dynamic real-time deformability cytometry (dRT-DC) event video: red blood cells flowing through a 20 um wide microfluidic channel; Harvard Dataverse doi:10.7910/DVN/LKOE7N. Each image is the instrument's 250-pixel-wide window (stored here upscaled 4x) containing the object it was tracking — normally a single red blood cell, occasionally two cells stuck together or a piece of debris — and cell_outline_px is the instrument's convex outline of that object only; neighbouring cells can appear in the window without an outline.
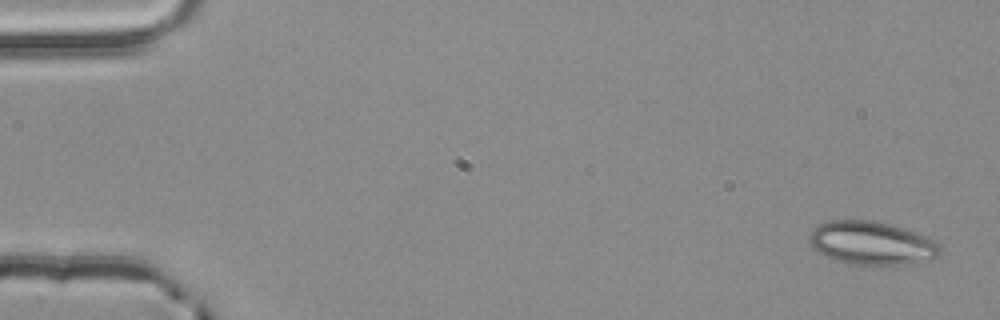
{"species": "common noctule bat (a hibernating species)", "species_latin": "Nyctalus noctula", "temperature_condition": "room temperature", "stored_images_in_passage": 4, "camera_frame_rate_fps": 3000, "um_per_image_px": 0.085, "animal": {"sex": "male", "body_mass_g": 20.4}, "frame": {"image": 1, "passage_image": 1, "time_ms": 0.0, "image_size_px": [1000, 320], "cell_outline_px": [[940, 252], [936, 256], [904, 264], [852, 264], [832, 260], [820, 252], [808, 240], [808, 236], [820, 224], [828, 220], [872, 220], [892, 224], [904, 228], [936, 240], [940, 244]], "centroid_in_image_um": [74.08, 20.64], "position_along_channel_um": 10.9, "area_um2": 32.54}}